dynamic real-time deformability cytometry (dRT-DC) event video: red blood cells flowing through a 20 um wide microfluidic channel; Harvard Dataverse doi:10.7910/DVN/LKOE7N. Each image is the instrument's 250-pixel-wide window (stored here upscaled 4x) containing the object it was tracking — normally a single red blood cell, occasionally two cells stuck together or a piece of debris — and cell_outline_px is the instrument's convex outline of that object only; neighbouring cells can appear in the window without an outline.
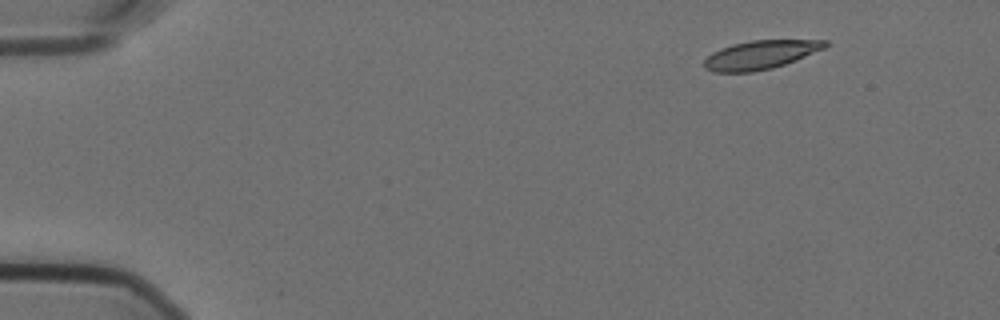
{"species": "Egyptian fruit bat (a non-hibernating species)", "species_latin": "Rousettus aegyptiacus", "temperature_condition": "cold", "stored_images_in_passage": 16, "camera_frame_rate_fps": 3000, "um_per_image_px": 0.085, "animal": {"sex": "female"}, "frame": {"image": 1, "passage_image": 1, "time_ms": 0.0, "image_size_px": [1000, 320], "cell_outline_px": [[828, 44], [824, 48], [796, 60], [772, 68], [752, 72], [712, 72], [704, 68], [704, 60], [712, 52], [720, 48], [732, 44], [752, 40], [828, 40]], "centroid_in_image_um": [64.61, 4.66], "position_along_channel_um": 20.4, "area_um2": 20.17}}
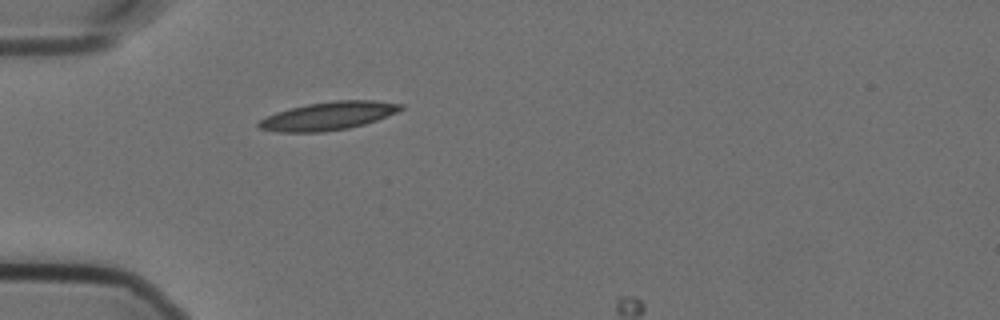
{"frame": {"image": 2, "passage_image": 12, "time_ms": 3.667, "image_size_px": [1000, 320], "cell_outline_px": [[404, 108], [396, 112], [376, 120], [364, 124], [348, 128], [324, 132], [276, 132], [260, 128], [256, 124], [260, 120], [276, 112], [308, 104], [336, 100], [372, 100], [404, 104]], "centroid_in_image_um": [27.91, 9.85], "position_along_channel_um": 57.1, "area_um2": 23.12}}